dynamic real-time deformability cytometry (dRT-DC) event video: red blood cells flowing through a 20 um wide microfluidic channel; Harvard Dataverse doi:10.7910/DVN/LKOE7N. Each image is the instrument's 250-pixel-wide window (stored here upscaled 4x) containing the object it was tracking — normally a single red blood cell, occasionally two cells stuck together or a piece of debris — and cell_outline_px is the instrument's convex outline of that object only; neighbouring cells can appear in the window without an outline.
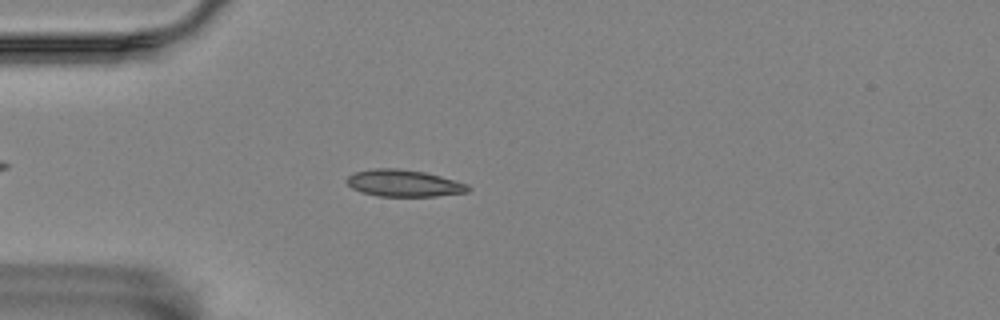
{"species": "Egyptian fruit bat (a non-hibernating species)", "species_latin": "Rousettus aegyptiacus", "temperature_condition": "room temperature", "stored_images_in_passage": 26, "camera_frame_rate_fps": 3000, "um_per_image_px": 0.085, "animal": {"sex": "female"}, "frame": {"image": 1, "passage_image": 5, "time_ms": 1.333, "image_size_px": [1000, 320], "cell_outline_px": [[472, 188], [468, 192], [436, 196], [380, 196], [360, 192], [352, 188], [344, 180], [352, 172], [372, 168], [396, 168], [424, 172], [440, 176], [468, 184]], "centroid_in_image_um": [34.29, 15.57], "position_along_channel_um": 50.7, "area_um2": 19.13}}
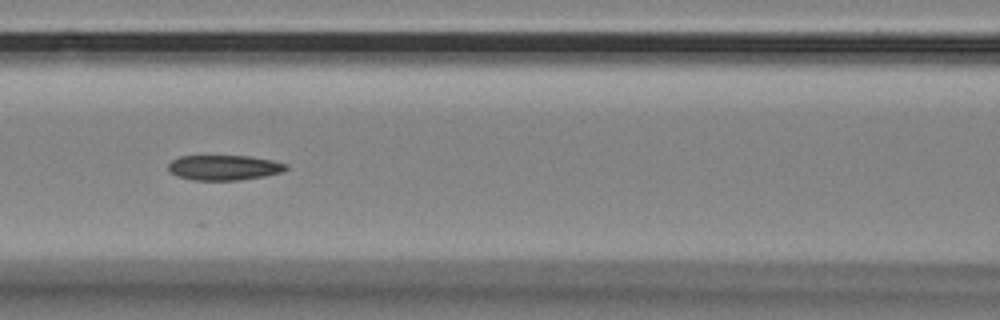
{"frame": {"image": 2, "passage_image": 14, "time_ms": 4.333, "image_size_px": [1000, 320], "cell_outline_px": [[288, 168], [284, 172], [264, 176], [240, 180], [192, 180], [176, 176], [168, 172], [168, 164], [172, 160], [180, 156], [248, 156], [272, 160], [288, 164]], "centroid_in_image_um": [19.04, 14.25], "position_along_channel_um": 147.6, "area_um2": 17.4}}
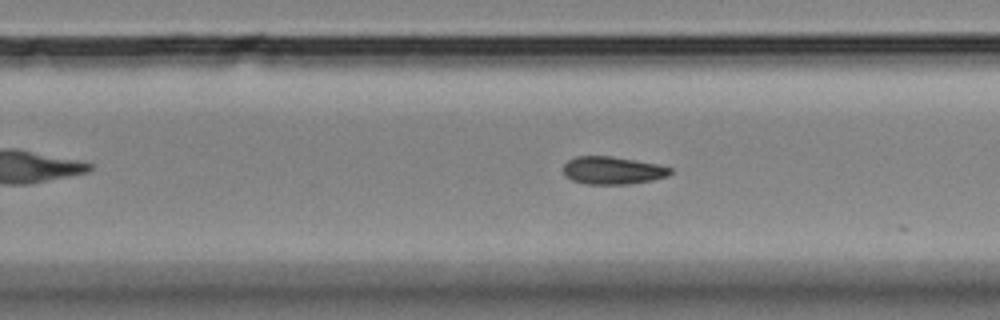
{"frame": {"image": 3, "passage_image": 25, "time_ms": 8.0, "image_size_px": [1000, 320], "cell_outline_px": [[672, 172], [668, 176], [652, 180], [632, 184], [584, 184], [572, 180], [564, 176], [564, 164], [568, 160], [576, 156], [612, 156], [660, 164], [672, 168]], "centroid_in_image_um": [52.09, 14.48], "position_along_channel_um": 277.7, "area_um2": 17.51}}